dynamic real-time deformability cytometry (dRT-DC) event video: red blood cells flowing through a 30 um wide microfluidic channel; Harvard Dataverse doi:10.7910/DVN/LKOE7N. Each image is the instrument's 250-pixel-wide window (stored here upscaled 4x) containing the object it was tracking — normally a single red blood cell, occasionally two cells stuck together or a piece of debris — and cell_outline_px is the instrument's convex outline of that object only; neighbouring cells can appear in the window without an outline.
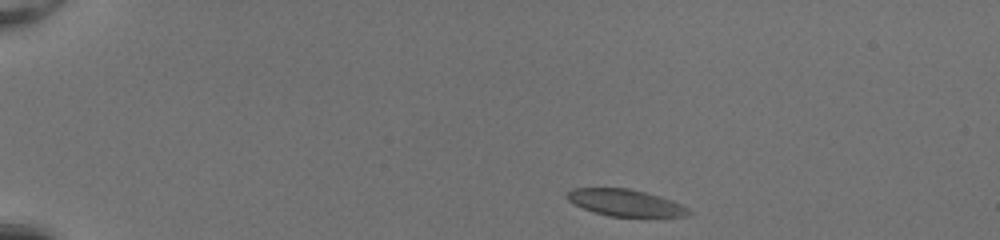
{"species": "common noctule bat (a hibernating species)", "species_latin": "Nyctalus noctula", "temperature_condition": "room temperature", "stored_images_in_passage": 42, "camera_frame_rate_fps": 3000, "um_per_image_px": 0.085, "animal": {"sex": "female", "body_mass_g": 20.0, "forearm_length_mm": 54.0}, "frame": {"image": 1, "passage_image": 1, "time_ms": 0.0, "image_size_px": [1000, 240], "cell_outline_px": [[692, 212], [688, 216], [608, 216], [584, 208], [568, 200], [564, 196], [572, 188], [628, 188], [660, 196], [672, 200], [688, 208]], "centroid_in_image_um": [53.16, 17.22], "position_along_channel_um": 31.8, "area_um2": 18.73}}
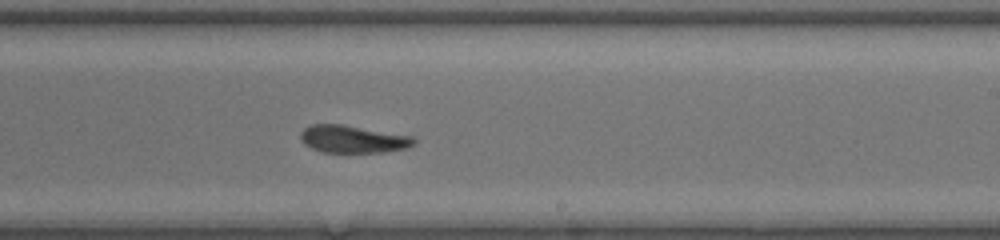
{"frame": {"image": 2, "passage_image": 24, "time_ms": 7.667, "image_size_px": [1000, 240], "cell_outline_px": [[416, 144], [408, 148], [384, 152], [324, 152], [312, 148], [304, 144], [300, 140], [300, 132], [304, 128], [312, 124], [344, 124], [412, 136], [416, 140]], "centroid_in_image_um": [30.0, 11.82], "position_along_channel_um": 259.0, "area_um2": 18.32}}
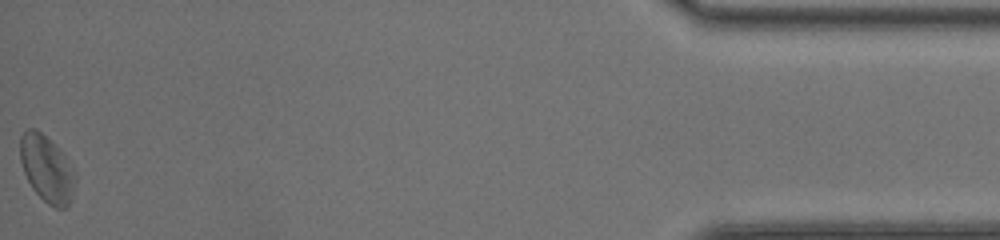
{"frame": {"image": 3, "passage_image": 42, "time_ms": 13.667, "image_size_px": [1000, 240], "cell_outline_px": [[76, 180], [68, 204], [64, 208], [56, 208], [48, 204], [32, 188], [24, 172], [20, 160], [20, 136], [28, 128], [36, 128], [60, 148], [76, 176]], "centroid_in_image_um": [3.96, 14.31], "position_along_channel_um": 431.2, "area_um2": 21.15}, "authors_computed_cell_mechanics": {"area_um2": 19.0162, "velocity_mm_per_s": 4.1907, "shape_relaxation_time_tau1_ms": 9.3619, "shape_relaxation_time_tau2_ms": 1.4247, "deformation_change_tau1": 0.2174, "deformation_change_tau2": 0.0621}}